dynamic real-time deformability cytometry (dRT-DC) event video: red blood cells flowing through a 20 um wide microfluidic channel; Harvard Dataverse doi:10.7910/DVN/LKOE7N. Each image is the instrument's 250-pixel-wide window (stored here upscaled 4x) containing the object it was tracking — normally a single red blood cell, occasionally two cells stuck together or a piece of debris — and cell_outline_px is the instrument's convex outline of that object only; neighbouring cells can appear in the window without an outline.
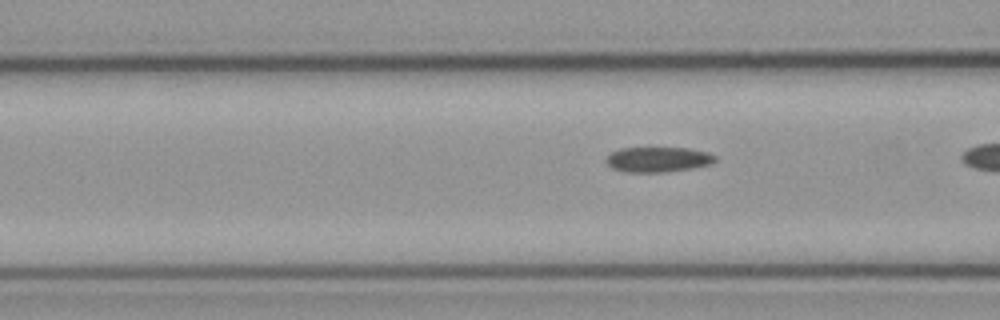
{"species": "common noctule bat (a hibernating species)", "species_latin": "Nyctalus noctula", "temperature_condition": "cold", "stored_images_in_passage": 7, "segment_of_instrument_passage": [2, 2], "camera_frame_rate_fps": 3000, "um_per_image_px": 0.085, "animal": {"sex": "male", "body_mass_g": 23.1, "forearm_length_mm": 52.7}, "frame": {"image": 1, "passage_image": 7, "time_ms": 2.0, "image_size_px": [1000, 320], "cell_outline_px": [[716, 160], [712, 164], [692, 168], [668, 172], [624, 172], [612, 168], [604, 160], [612, 152], [620, 148], [688, 148], [708, 152], [716, 156]], "centroid_in_image_um": [55.94, 13.56], "position_along_channel_um": 110.7, "area_um2": 16.07}}